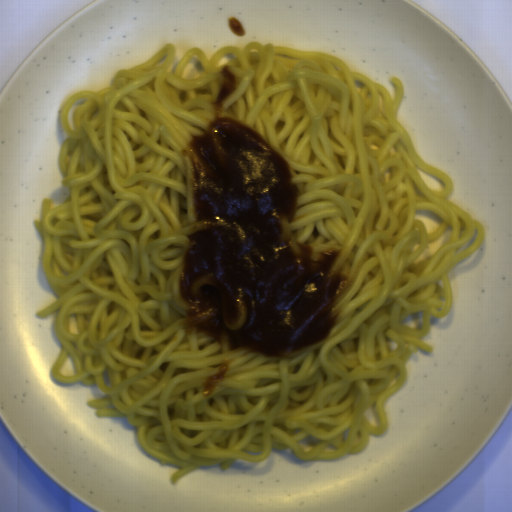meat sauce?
<instances>
[{
  "label": "meat sauce",
  "instance_id": "419fd0ea",
  "mask_svg": "<svg viewBox=\"0 0 512 512\" xmlns=\"http://www.w3.org/2000/svg\"><path fill=\"white\" fill-rule=\"evenodd\" d=\"M229 363L230 359L225 358L221 361L219 368L212 375L204 376L202 381L204 396L208 397L216 387L217 383L225 378L229 369Z\"/></svg>",
  "mask_w": 512,
  "mask_h": 512
},
{
  "label": "meat sauce",
  "instance_id": "452cab56",
  "mask_svg": "<svg viewBox=\"0 0 512 512\" xmlns=\"http://www.w3.org/2000/svg\"><path fill=\"white\" fill-rule=\"evenodd\" d=\"M213 119L181 148L189 163L194 222L179 274L186 334L283 356L320 344L339 323L333 305L349 277L332 266L342 248L321 251L282 239L300 189L289 162L264 135L224 114L238 77L220 69Z\"/></svg>",
  "mask_w": 512,
  "mask_h": 512
}]
</instances>
